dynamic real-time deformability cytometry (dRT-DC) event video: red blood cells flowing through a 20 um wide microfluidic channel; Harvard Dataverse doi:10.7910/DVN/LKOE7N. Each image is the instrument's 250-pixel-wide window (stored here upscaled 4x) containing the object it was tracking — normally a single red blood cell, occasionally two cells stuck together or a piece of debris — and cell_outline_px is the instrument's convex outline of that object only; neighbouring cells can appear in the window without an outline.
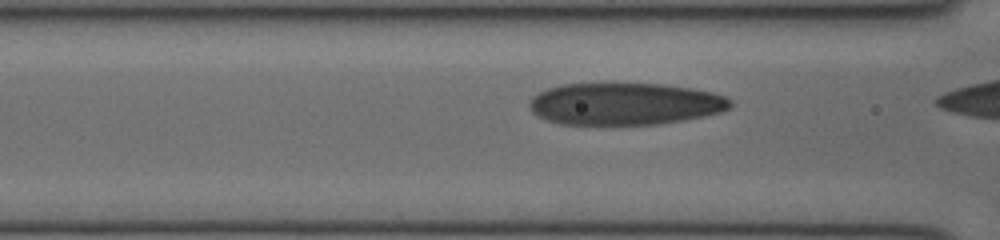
{"species": "human", "species_latin": "Homo sapiens", "temperature_condition": "cold", "stored_images_in_passage": 11, "camera_frame_rate_fps": 3000, "um_per_image_px": 0.085, "donor": {"sex": "female"}, "frame": {"image": 1, "passage_image": 10, "time_ms": 3.0, "image_size_px": [1000, 240], "cell_outline_px": [[732, 104], [728, 108], [720, 112], [704, 116], [684, 120], [660, 124], [560, 124], [548, 120], [532, 112], [528, 104], [532, 96], [548, 88], [560, 84], [612, 80], [664, 84], [712, 92], [728, 96], [732, 100]], "centroid_in_image_um": [53.1, 8.77], "position_along_channel_um": 113.5, "area_um2": 50.69}}